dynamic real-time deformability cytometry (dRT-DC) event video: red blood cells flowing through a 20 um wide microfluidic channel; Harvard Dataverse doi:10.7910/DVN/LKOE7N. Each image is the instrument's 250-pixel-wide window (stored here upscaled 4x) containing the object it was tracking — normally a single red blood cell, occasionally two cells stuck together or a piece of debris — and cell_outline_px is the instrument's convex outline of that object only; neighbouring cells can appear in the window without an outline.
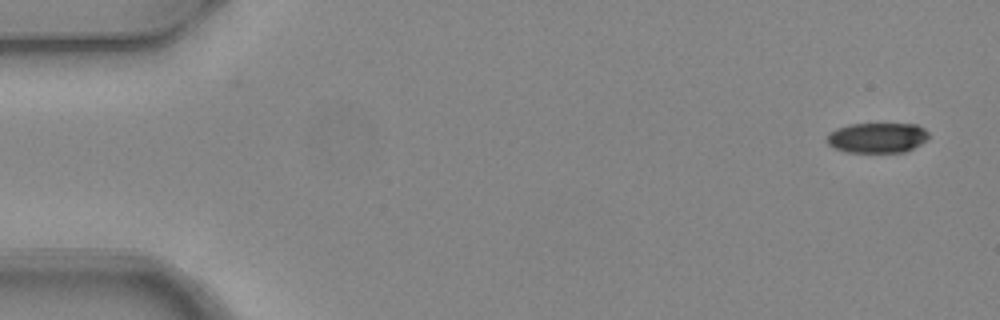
{"species": "common noctule bat (a hibernating species)", "species_latin": "Nyctalus noctula", "temperature_condition": "warm", "stored_images_in_passage": 4, "camera_frame_rate_fps": 3000, "um_per_image_px": 0.085, "animal": {"sex": "female", "body_mass_g": 24.6, "forearm_length_mm": 56.2}, "frame": {"image": 1, "passage_image": 1, "time_ms": 0.0, "image_size_px": [1000, 320], "cell_outline_px": [[928, 140], [904, 152], [844, 152], [828, 144], [828, 132], [836, 128], [848, 124], [916, 124], [924, 128], [928, 132]], "centroid_in_image_um": [74.56, 11.7], "position_along_channel_um": 10.4, "area_um2": 17.92}}
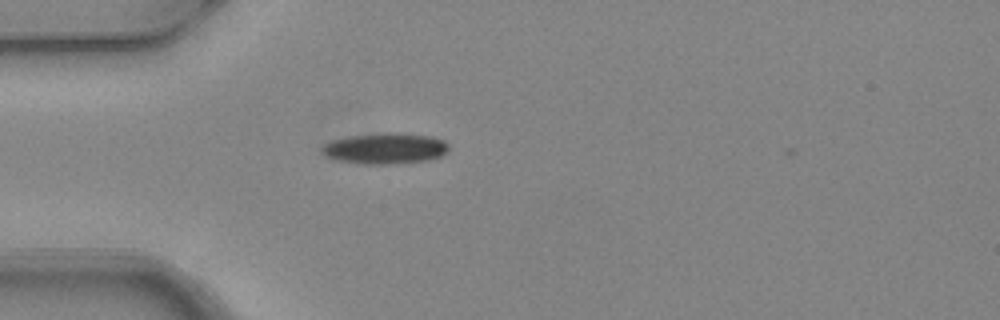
{"frame": {"image": 2, "passage_image": 4, "time_ms": 1.0, "image_size_px": [1000, 320], "cell_outline_px": [[448, 148], [440, 156], [428, 160], [392, 164], [364, 164], [336, 160], [320, 152], [320, 148], [324, 144], [332, 140], [348, 136], [388, 132], [400, 132], [432, 136], [444, 140], [448, 144]], "centroid_in_image_um": [32.72, 12.6], "position_along_channel_um": 52.3, "area_um2": 23.0}}